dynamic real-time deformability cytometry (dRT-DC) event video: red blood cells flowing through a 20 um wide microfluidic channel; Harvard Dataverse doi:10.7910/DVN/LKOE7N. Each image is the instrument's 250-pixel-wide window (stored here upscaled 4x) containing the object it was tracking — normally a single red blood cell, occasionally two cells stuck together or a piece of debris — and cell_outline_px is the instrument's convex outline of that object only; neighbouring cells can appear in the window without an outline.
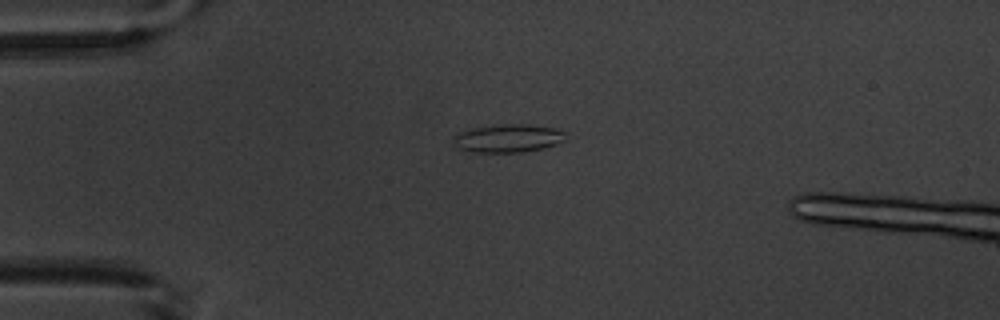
{"species": "common noctule bat (a hibernating species)", "species_latin": "Nyctalus noctula", "temperature_condition": "warm", "stored_images_in_passage": 7, "camera_frame_rate_fps": 3000, "um_per_image_px": 0.085, "animal": {"sex": "male", "body_mass_g": 20.1, "forearm_length_mm": 53.5}, "frame": {"image": 1, "passage_image": 4, "time_ms": 3.333, "image_size_px": [1000, 320], "cell_outline_px": [[564, 140], [556, 144], [544, 148], [520, 152], [472, 152], [452, 148], [452, 136], [456, 132], [472, 128], [504, 124], [528, 124], [556, 128], [564, 132]], "centroid_in_image_um": [43.07, 11.76], "position_along_channel_um": 41.9, "area_um2": 18.73}}
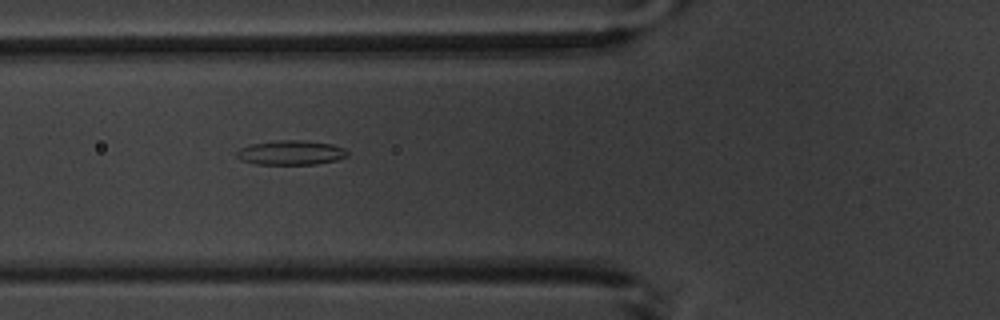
{"frame": {"image": 2, "passage_image": 6, "time_ms": 5.667, "image_size_px": [1000, 320], "cell_outline_px": [[348, 156], [336, 160], [316, 164], [256, 164], [240, 160], [236, 156], [236, 152], [240, 148], [252, 144], [280, 140], [300, 140], [332, 144], [344, 148], [348, 152]], "centroid_in_image_um": [24.72, 12.98], "position_along_channel_um": 101.1, "area_um2": 15.72}}
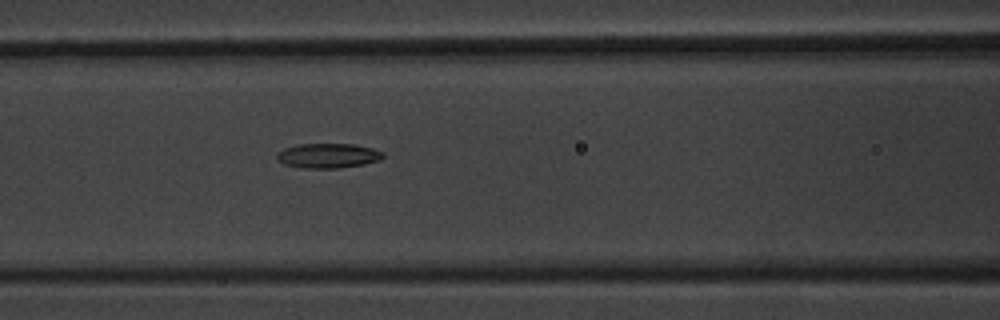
{"frame": {"image": 3, "passage_image": 7, "time_ms": 6.667, "image_size_px": [1000, 320], "cell_outline_px": [[384, 156], [380, 160], [364, 164], [340, 168], [300, 168], [284, 164], [276, 156], [284, 148], [300, 144], [352, 144], [372, 148], [384, 152]], "centroid_in_image_um": [27.92, 13.24], "position_along_channel_um": 138.7, "area_um2": 15.2}}